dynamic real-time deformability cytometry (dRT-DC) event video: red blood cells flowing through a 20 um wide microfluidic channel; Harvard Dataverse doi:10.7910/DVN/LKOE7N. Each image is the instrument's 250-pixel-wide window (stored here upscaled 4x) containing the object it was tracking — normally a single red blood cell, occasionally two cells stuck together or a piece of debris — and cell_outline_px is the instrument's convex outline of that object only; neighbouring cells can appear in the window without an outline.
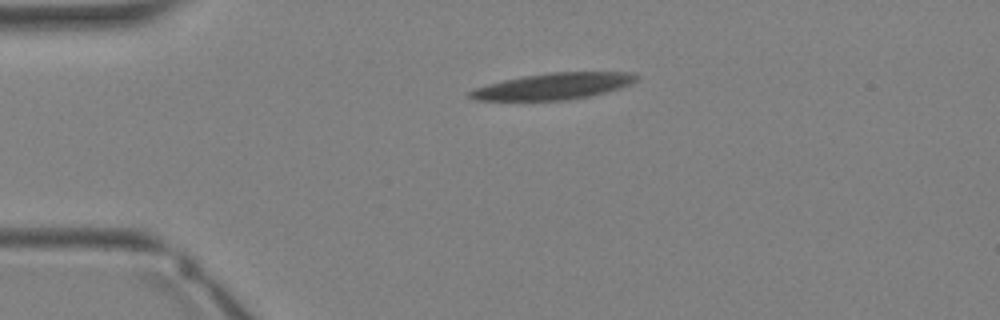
{"species": "Egyptian fruit bat (a non-hibernating species)", "species_latin": "Rousettus aegyptiacus", "temperature_condition": "warm", "stored_images_in_passage": 30, "camera_frame_rate_fps": 3000, "um_per_image_px": 0.085, "animal": {"sex": "female"}, "frame": {"image": 1, "passage_image": 1, "time_ms": 0.0, "image_size_px": [1000, 320], "cell_outline_px": [[640, 76], [636, 80], [620, 88], [588, 96], [568, 100], [476, 100], [468, 96], [468, 92], [476, 88], [488, 84], [504, 80], [524, 76], [548, 72], [628, 72]], "centroid_in_image_um": [47.03, 7.32], "position_along_channel_um": 38.0, "area_um2": 25.26}}
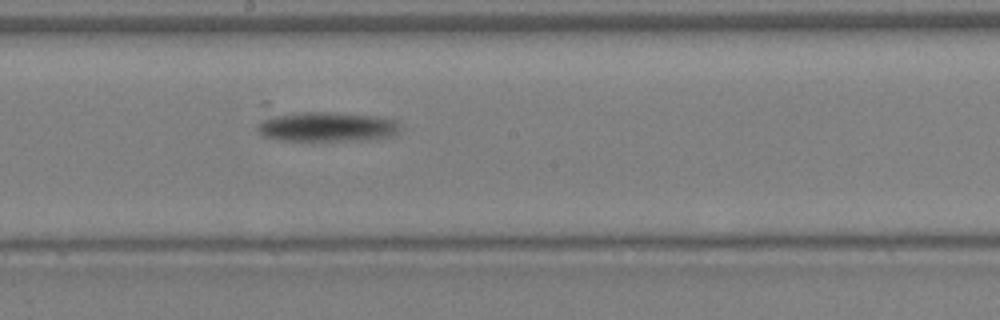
{"frame": {"image": 2, "passage_image": 13, "time_ms": 4.0, "image_size_px": [1000, 320], "cell_outline_px": [[400, 132], [396, 136], [360, 140], [280, 140], [264, 136], [256, 128], [256, 124], [260, 104], [264, 100], [268, 100], [372, 116], [396, 120], [400, 124]], "centroid_in_image_um": [27.2, 10.51], "position_along_channel_um": 221.0, "area_um2": 30.0}}
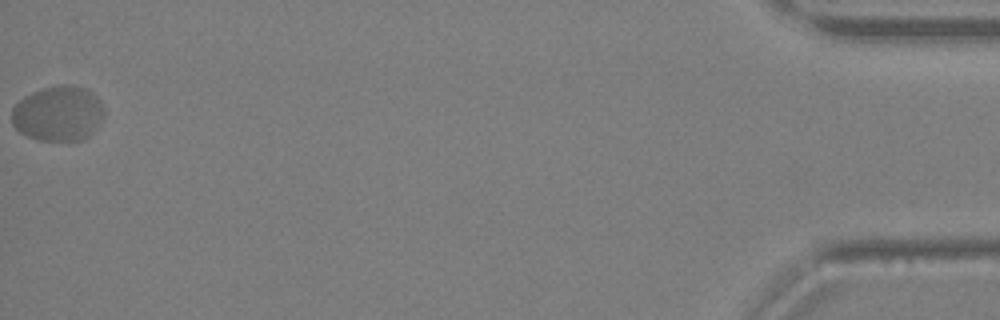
{"frame": {"image": 3, "passage_image": 30, "time_ms": 9.667, "image_size_px": [1000, 320], "cell_outline_px": [[104, 120], [84, 140], [36, 140], [20, 132], [12, 124], [12, 108], [24, 96], [32, 92], [44, 88], [60, 84], [72, 84], [84, 88], [92, 92], [100, 100], [104, 108]], "centroid_in_image_um": [4.97, 9.64], "position_along_channel_um": 430.2, "area_um2": 29.94}}